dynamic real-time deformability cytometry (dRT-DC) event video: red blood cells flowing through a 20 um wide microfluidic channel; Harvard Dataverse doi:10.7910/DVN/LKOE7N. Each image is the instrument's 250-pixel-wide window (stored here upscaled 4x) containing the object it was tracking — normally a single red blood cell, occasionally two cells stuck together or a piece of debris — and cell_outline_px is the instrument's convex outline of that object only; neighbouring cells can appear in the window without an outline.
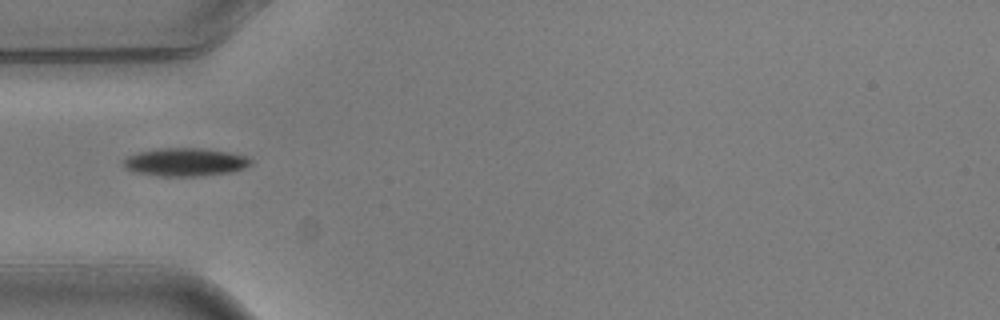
{"species": "common noctule bat (a hibernating species)", "species_latin": "Nyctalus noctula", "temperature_condition": "warm", "stored_images_in_passage": 7, "camera_frame_rate_fps": 3000, "um_per_image_px": 0.085, "animal": {"sex": "male", "body_mass_g": 20.5, "forearm_length_mm": 52.5}, "frame": {"image": 1, "passage_image": 4, "time_ms": 1.0, "image_size_px": [1000, 320], "cell_outline_px": [[252, 164], [244, 168], [232, 172], [200, 176], [160, 176], [136, 172], [124, 168], [124, 160], [128, 156], [140, 152], [160, 148], [200, 148], [228, 152], [244, 156], [252, 160]], "centroid_in_image_um": [15.76, 13.78], "position_along_channel_um": 69.2, "area_um2": 20.69}}
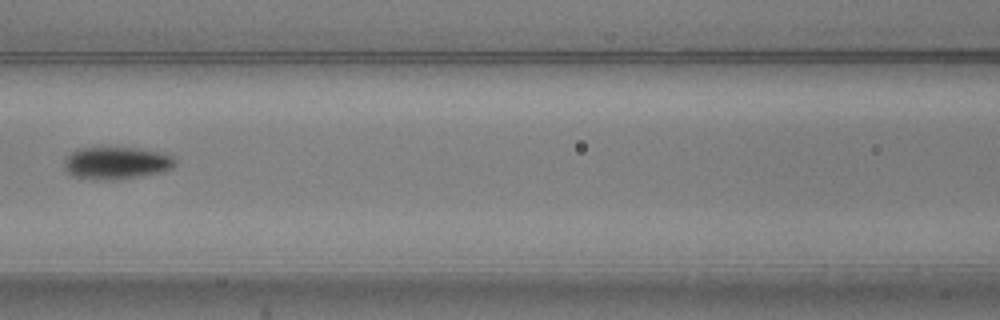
{"frame": {"image": 2, "passage_image": 6, "time_ms": 1.667, "image_size_px": [1000, 320], "cell_outline_px": [[176, 164], [172, 168], [160, 172], [140, 176], [116, 180], [92, 180], [72, 176], [64, 168], [64, 160], [72, 152], [80, 148], [140, 148], [160, 152], [172, 156], [176, 160]], "centroid_in_image_um": [9.89, 13.87], "position_along_channel_um": 156.7, "area_um2": 20.98}}
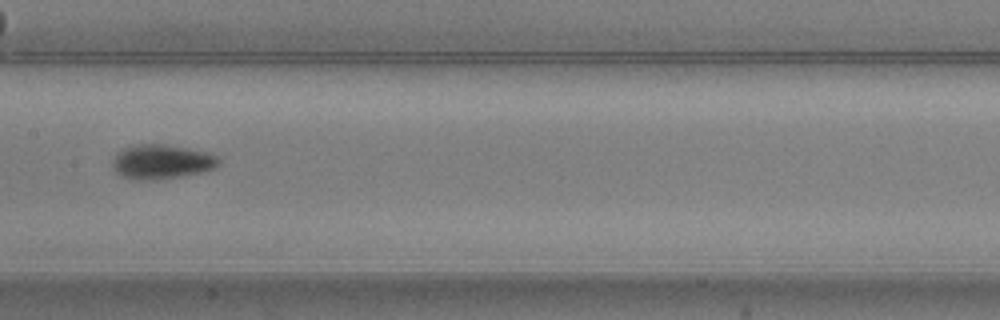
{"frame": {"image": 3, "passage_image": 7, "time_ms": 2.0, "image_size_px": [1000, 320], "cell_outline_px": [[220, 164], [216, 168], [200, 172], [180, 176], [156, 180], [128, 180], [120, 176], [112, 168], [112, 160], [116, 152], [120, 148], [136, 144], [164, 144], [188, 148], [208, 152], [216, 156], [220, 160]], "centroid_in_image_um": [13.68, 13.75], "position_along_channel_um": 193.7, "area_um2": 21.79}}